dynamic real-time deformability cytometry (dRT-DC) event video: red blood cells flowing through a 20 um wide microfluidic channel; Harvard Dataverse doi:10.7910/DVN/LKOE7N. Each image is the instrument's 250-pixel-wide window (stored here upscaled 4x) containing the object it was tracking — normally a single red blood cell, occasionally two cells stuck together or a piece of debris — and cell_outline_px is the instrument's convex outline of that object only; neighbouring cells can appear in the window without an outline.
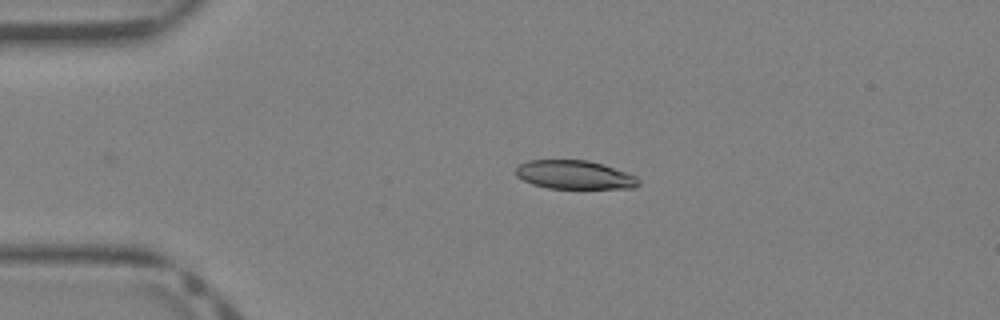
{"species": "Egyptian fruit bat (a non-hibernating species)", "species_latin": "Rousettus aegyptiacus", "temperature_condition": "warm", "stored_images_in_passage": 7, "camera_frame_rate_fps": 3000, "um_per_image_px": 0.085, "animal": {"sex": "female"}, "frame": {"image": 1, "passage_image": 3, "time_ms": 0.667, "image_size_px": [1000, 320], "cell_outline_px": [[640, 184], [632, 188], [548, 188], [532, 184], [516, 176], [516, 168], [520, 164], [528, 160], [588, 160], [604, 164], [636, 176], [640, 180]], "centroid_in_image_um": [48.84, 14.85], "position_along_channel_um": 36.2, "area_um2": 20.46}}